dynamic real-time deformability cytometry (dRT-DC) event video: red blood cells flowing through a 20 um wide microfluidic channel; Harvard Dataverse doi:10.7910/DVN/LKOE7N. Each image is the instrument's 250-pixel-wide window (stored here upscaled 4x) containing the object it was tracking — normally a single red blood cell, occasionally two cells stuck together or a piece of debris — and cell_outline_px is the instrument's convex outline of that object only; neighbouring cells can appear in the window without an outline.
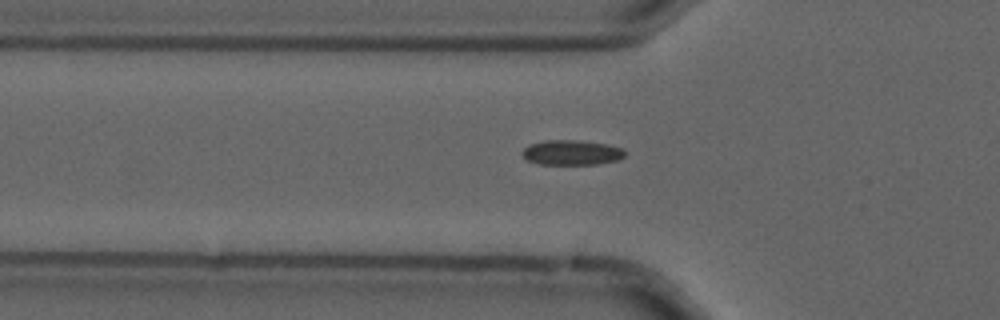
{"species": "common noctule bat (a hibernating species)", "species_latin": "Nyctalus noctula", "temperature_condition": "cold", "stored_images_in_passage": 56, "camera_frame_rate_fps": 3000, "um_per_image_px": 0.085, "animal": {"sex": "male", "forearm_length_mm": 52.5}, "frame": {"image": 1, "passage_image": 19, "time_ms": 6.0, "image_size_px": [1000, 320], "cell_outline_px": [[628, 152], [620, 160], [600, 164], [540, 164], [528, 160], [520, 152], [524, 148], [532, 144], [544, 140], [580, 140], [608, 144], [624, 148]], "centroid_in_image_um": [48.67, 12.96], "position_along_channel_um": 77.1, "area_um2": 15.14}}
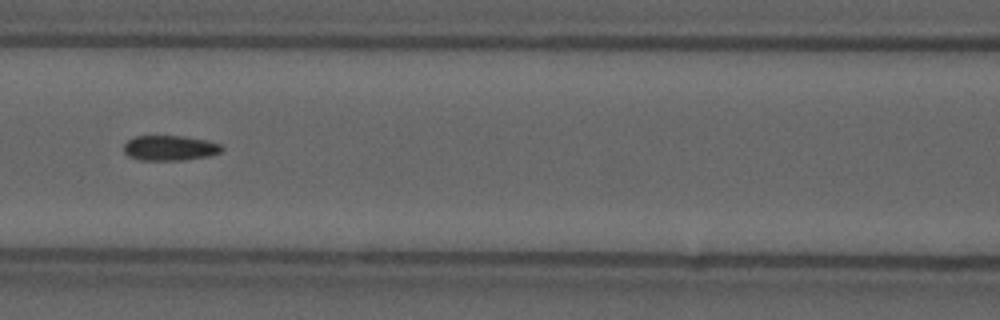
{"frame": {"image": 2, "passage_image": 25, "time_ms": 8.0, "image_size_px": [1000, 320], "cell_outline_px": [[224, 148], [220, 152], [208, 156], [184, 160], [140, 160], [128, 156], [124, 152], [124, 144], [128, 140], [136, 136], [184, 136], [208, 140], [220, 144]], "centroid_in_image_um": [14.44, 12.58], "position_along_channel_um": 152.2, "area_um2": 14.39}}
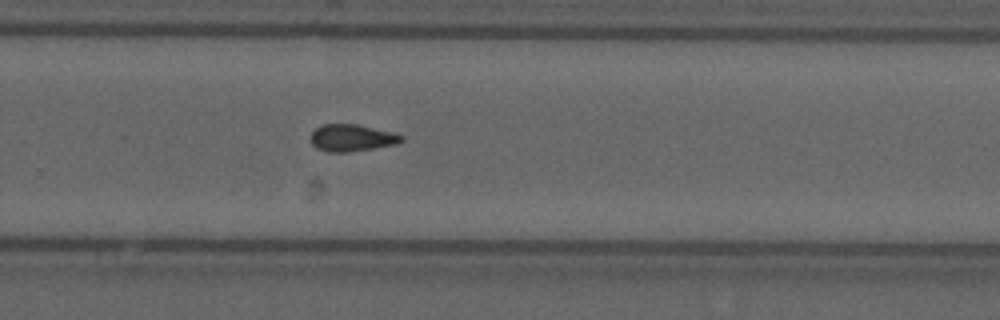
{"frame": {"image": 3, "passage_image": 37, "time_ms": 12.0, "image_size_px": [1000, 320], "cell_outline_px": [[404, 140], [396, 144], [348, 152], [328, 152], [316, 148], [312, 144], [312, 132], [320, 124], [356, 124], [392, 132], [404, 136]], "centroid_in_image_um": [29.9, 11.71], "position_along_channel_um": 299.9, "area_um2": 14.16}}